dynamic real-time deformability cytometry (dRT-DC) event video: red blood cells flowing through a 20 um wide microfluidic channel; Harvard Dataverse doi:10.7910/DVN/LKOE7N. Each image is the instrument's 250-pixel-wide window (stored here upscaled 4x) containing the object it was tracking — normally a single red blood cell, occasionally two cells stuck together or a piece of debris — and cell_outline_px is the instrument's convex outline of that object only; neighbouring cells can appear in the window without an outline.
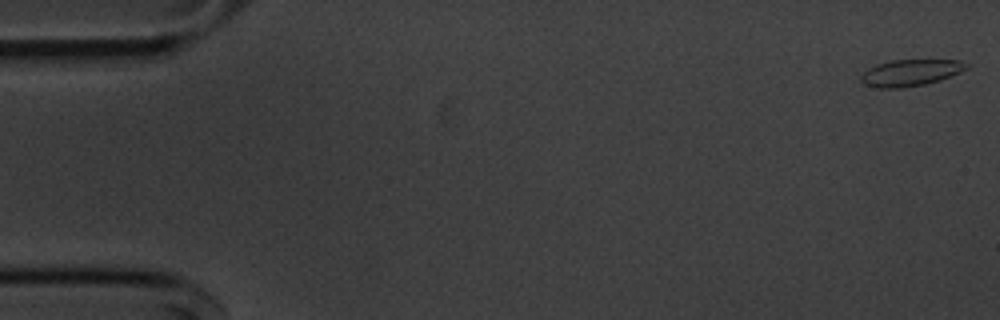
{"species": "common noctule bat (a hibernating species)", "species_latin": "Nyctalus noctula", "temperature_condition": "cold", "stored_images_in_passage": 55, "camera_frame_rate_fps": 3000, "um_per_image_px": 0.085, "animal": {"sex": "male", "body_mass_g": 20.1, "forearm_length_mm": 53.5}, "frame": {"image": 1, "passage_image": 1, "time_ms": 0.0, "image_size_px": [1000, 320], "cell_outline_px": [[972, 64], [968, 68], [960, 72], [940, 80], [924, 84], [900, 88], [880, 88], [864, 84], [860, 80], [860, 76], [868, 68], [876, 64], [892, 60], [960, 60]], "centroid_in_image_um": [77.41, 6.17], "position_along_channel_um": 7.6, "area_um2": 16.36}}
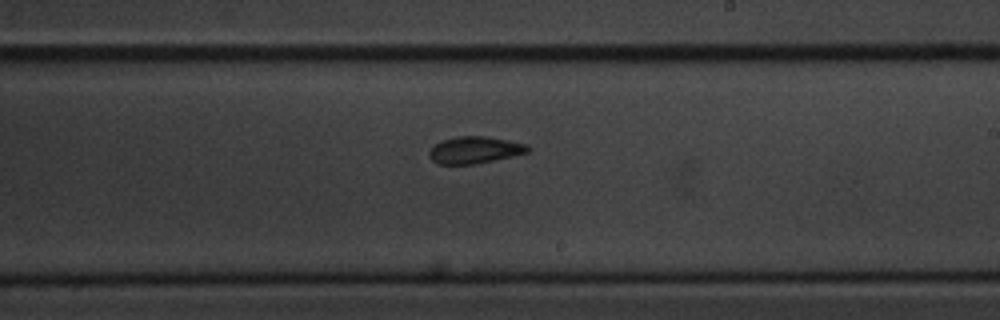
{"frame": {"image": 2, "passage_image": 32, "time_ms": 10.333, "image_size_px": [1000, 320], "cell_outline_px": [[532, 148], [528, 152], [512, 156], [476, 164], [440, 164], [432, 160], [428, 156], [428, 152], [436, 144], [444, 140], [456, 136], [484, 136], [508, 140], [528, 144]], "centroid_in_image_um": [40.38, 12.75], "position_along_channel_um": 248.6, "area_um2": 15.43}}
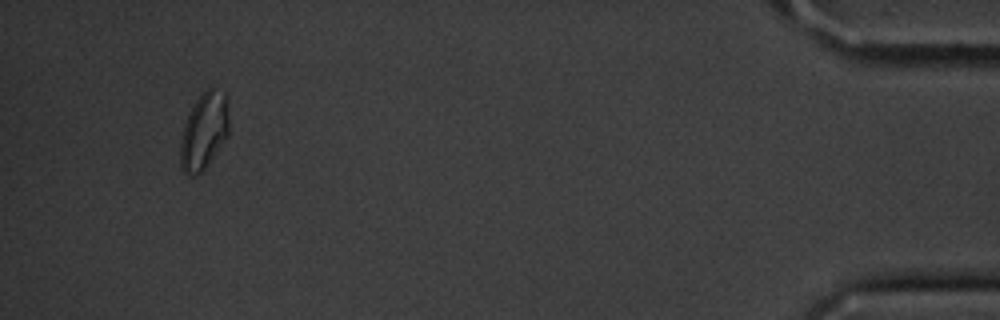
{"frame": {"image": 3, "passage_image": 52, "time_ms": 17.0, "image_size_px": [1000, 320], "cell_outline_px": [[228, 136], [204, 168], [200, 172], [192, 176], [184, 172], [180, 164], [180, 140], [184, 124], [196, 100], [208, 88], [212, 88], [224, 92], [228, 120]], "centroid_in_image_um": [17.32, 11.16], "position_along_channel_um": 417.9, "area_um2": 21.15}, "authors_computed_cell_mechanics": {"area_um2": 16.2996, "velocity_mm_per_s": 3.6262, "shape_relaxation_time_tau1_ms": 4.8206, "shape_relaxation_time_tau2_ms": 3.7666, "deformation_change_tau1": 0.0909, "deformation_change_tau2": 0.0778}}